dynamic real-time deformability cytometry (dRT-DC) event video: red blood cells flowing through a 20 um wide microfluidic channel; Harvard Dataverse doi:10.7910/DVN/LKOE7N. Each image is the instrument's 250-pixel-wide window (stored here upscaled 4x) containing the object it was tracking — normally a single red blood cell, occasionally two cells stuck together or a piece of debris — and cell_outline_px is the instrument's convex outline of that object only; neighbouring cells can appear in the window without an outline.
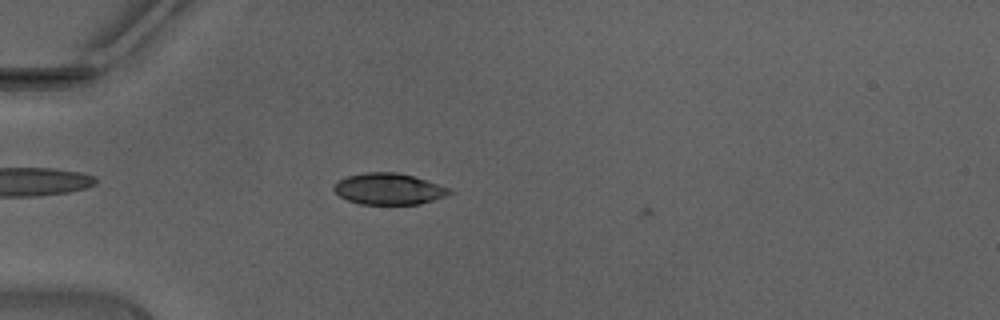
{"species": "Egyptian fruit bat (a non-hibernating species)", "species_latin": "Rousettus aegyptiacus", "temperature_condition": "warm", "stored_images_in_passage": 6, "camera_frame_rate_fps": 3000, "um_per_image_px": 0.085, "animal": {"sex": "male"}, "frame": {"image": 1, "passage_image": 1, "time_ms": 0.0, "image_size_px": [1000, 320], "cell_outline_px": [[456, 192], [448, 196], [420, 204], [360, 204], [348, 200], [340, 196], [332, 188], [336, 180], [348, 176], [364, 172], [396, 172], [412, 176], [452, 188]], "centroid_in_image_um": [33.08, 16.06], "position_along_channel_um": 51.9, "area_um2": 21.33}}
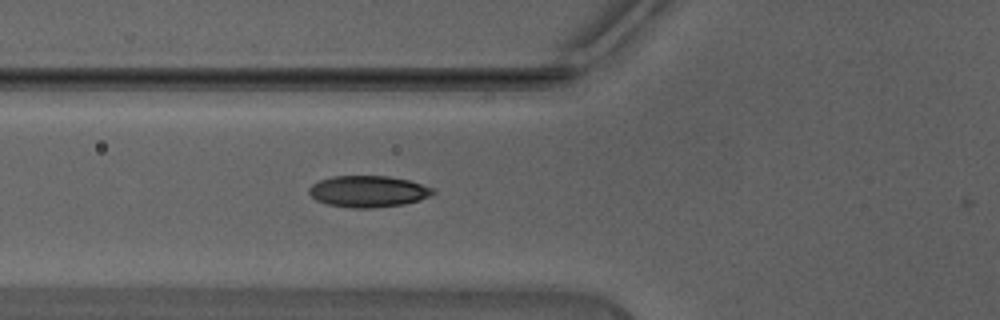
{"frame": {"image": 2, "passage_image": 5, "time_ms": 1.333, "image_size_px": [1000, 320], "cell_outline_px": [[436, 192], [420, 200], [404, 204], [372, 208], [352, 208], [328, 204], [316, 200], [308, 192], [308, 188], [312, 184], [320, 180], [332, 176], [388, 176], [408, 180], [432, 188]], "centroid_in_image_um": [31.27, 16.27], "position_along_channel_um": 94.5, "area_um2": 22.6}}